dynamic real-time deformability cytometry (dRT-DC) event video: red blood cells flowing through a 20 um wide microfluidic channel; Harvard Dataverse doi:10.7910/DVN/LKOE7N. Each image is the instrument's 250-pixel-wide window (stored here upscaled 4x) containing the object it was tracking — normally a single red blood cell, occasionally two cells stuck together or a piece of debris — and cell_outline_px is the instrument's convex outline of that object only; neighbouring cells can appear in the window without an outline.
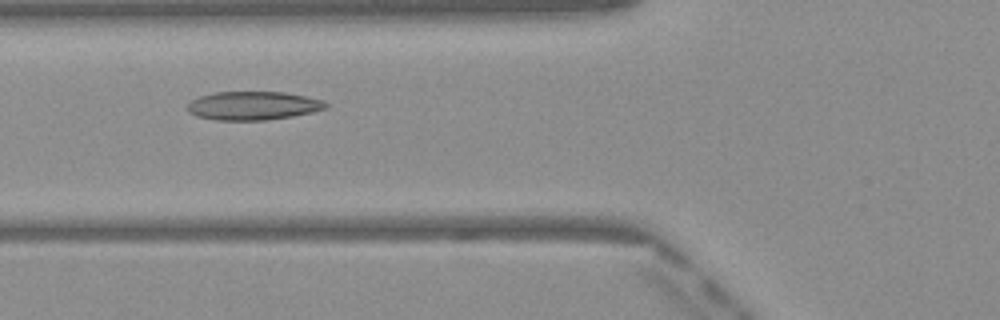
{"species": "Egyptian fruit bat (a non-hibernating species)", "species_latin": "Rousettus aegyptiacus", "temperature_condition": "warm", "stored_images_in_passage": 32, "camera_frame_rate_fps": 3000, "um_per_image_px": 0.085, "frame": {"image": 1, "passage_image": 7, "time_ms": 2.0, "image_size_px": [1000, 320], "cell_outline_px": [[328, 108], [312, 112], [292, 116], [268, 120], [216, 120], [196, 116], [188, 112], [184, 108], [192, 100], [200, 96], [216, 92], [284, 92], [304, 96], [320, 100], [328, 104]], "centroid_in_image_um": [21.47, 8.99], "position_along_channel_um": 104.3, "area_um2": 23.0}}
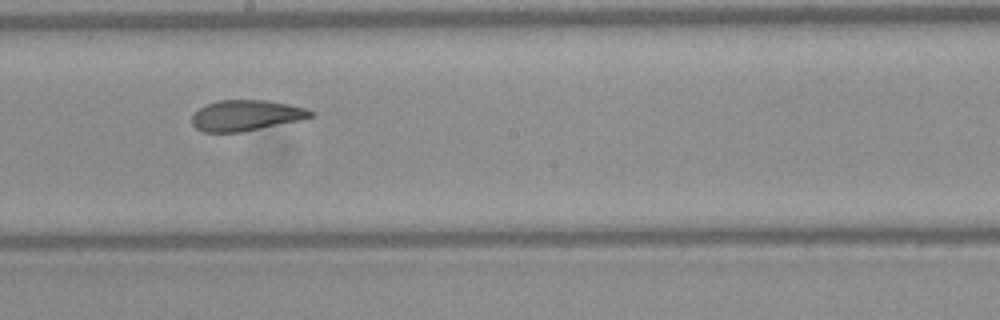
{"frame": {"image": 2, "passage_image": 16, "time_ms": 5.0, "image_size_px": [1000, 320], "cell_outline_px": [[316, 116], [300, 120], [240, 132], [204, 132], [196, 128], [192, 124], [192, 116], [200, 108], [208, 104], [220, 100], [268, 100], [308, 108], [316, 112]], "centroid_in_image_um": [20.97, 9.8], "position_along_channel_um": 227.2, "area_um2": 21.21}}
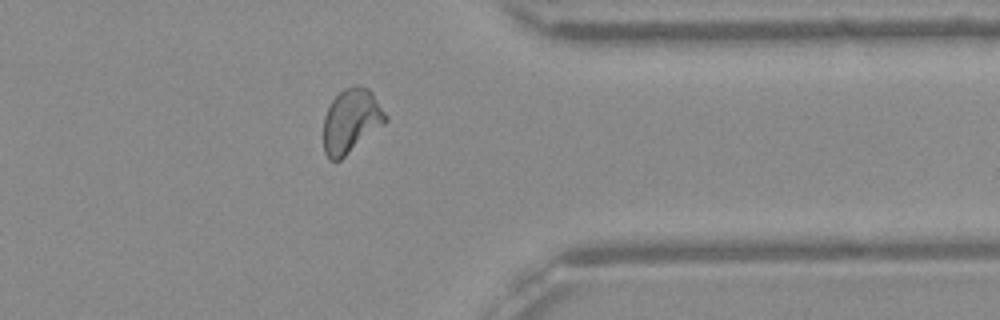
{"frame": {"image": 3, "passage_image": 28, "time_ms": 9.0, "image_size_px": [1000, 320], "cell_outline_px": [[388, 120], [384, 124], [340, 160], [328, 160], [324, 152], [324, 116], [332, 100], [344, 88], [352, 84], [356, 84], [368, 88], [372, 92], [388, 116]], "centroid_in_image_um": [29.85, 10.25], "position_along_channel_um": 381.5, "area_um2": 23.18}, "authors_computed_cell_mechanics": {"area_um2": 22.3975, "velocity_mm_per_s": 4.089, "shape_relaxation_time_tau1_ms": null, "shape_relaxation_time_tau2_ms": 1.7542, "deformation_change_tau1": null, "deformation_change_tau2": 0.0858}}